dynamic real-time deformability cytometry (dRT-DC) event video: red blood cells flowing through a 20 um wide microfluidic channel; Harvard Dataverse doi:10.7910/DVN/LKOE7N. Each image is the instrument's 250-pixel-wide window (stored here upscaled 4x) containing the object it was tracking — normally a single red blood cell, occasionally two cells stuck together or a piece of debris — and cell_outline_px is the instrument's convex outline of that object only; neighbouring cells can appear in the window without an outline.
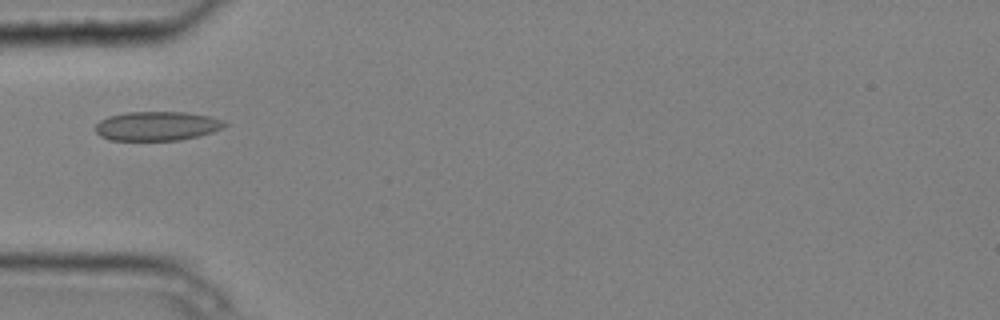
{"species": "common noctule bat (a hibernating species)", "species_latin": "Nyctalus noctula", "temperature_condition": "cold", "stored_images_in_passage": 3, "camera_frame_rate_fps": 3000, "um_per_image_px": 0.085, "animal": {"sex": "male", "body_mass_g": 20.4}, "frame": {"image": 1, "passage_image": 3, "time_ms": 0.667, "image_size_px": [1000, 320], "cell_outline_px": [[228, 124], [212, 132], [200, 136], [180, 140], [108, 140], [100, 136], [96, 132], [96, 124], [100, 120], [108, 116], [128, 112], [184, 112], [208, 116], [224, 120]], "centroid_in_image_um": [13.33, 10.71], "position_along_channel_um": 71.7, "area_um2": 21.96}}